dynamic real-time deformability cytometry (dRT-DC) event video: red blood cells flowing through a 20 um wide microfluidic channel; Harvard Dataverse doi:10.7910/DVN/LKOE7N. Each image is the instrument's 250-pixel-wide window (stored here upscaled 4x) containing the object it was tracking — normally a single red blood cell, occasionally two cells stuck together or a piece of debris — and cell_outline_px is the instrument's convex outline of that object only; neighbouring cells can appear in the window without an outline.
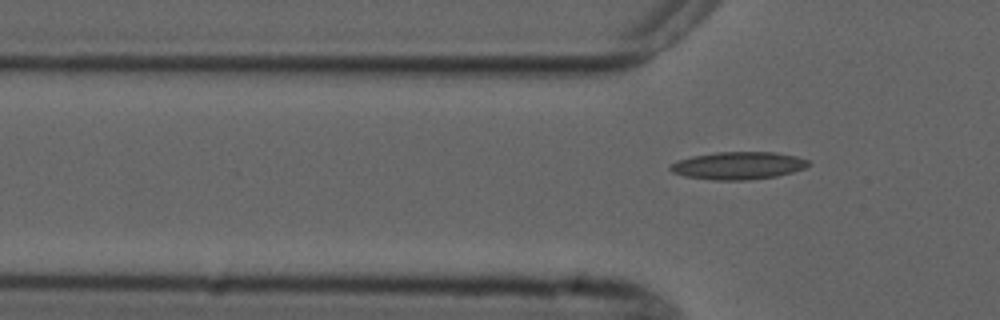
{"species": "common noctule bat (a hibernating species)", "species_latin": "Nyctalus noctula", "temperature_condition": "cold", "stored_images_in_passage": 3, "segment_of_instrument_passage": [2, 2], "camera_frame_rate_fps": 3000, "um_per_image_px": 0.085, "animal": {"sex": "male", "forearm_length_mm": 52.5}, "frame": {"image": 1, "passage_image": 3, "time_ms": 2.333, "image_size_px": [1000, 320], "cell_outline_px": [[812, 164], [804, 168], [792, 172], [776, 176], [748, 180], [712, 180], [684, 176], [672, 172], [668, 168], [676, 160], [692, 156], [716, 152], [776, 152], [796, 156], [808, 160]], "centroid_in_image_um": [62.74, 14.07], "position_along_channel_um": 63.1, "area_um2": 22.31}}